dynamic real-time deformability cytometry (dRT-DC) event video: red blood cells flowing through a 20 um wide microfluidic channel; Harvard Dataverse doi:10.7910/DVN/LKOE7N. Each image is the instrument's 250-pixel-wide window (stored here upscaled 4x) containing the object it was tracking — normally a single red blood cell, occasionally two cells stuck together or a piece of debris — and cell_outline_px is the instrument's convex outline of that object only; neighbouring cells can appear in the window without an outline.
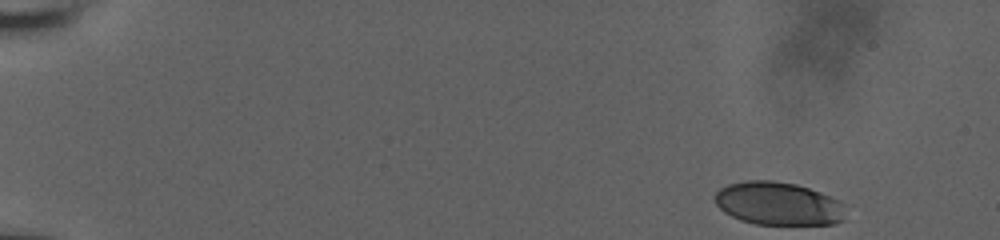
{"species": "human", "species_latin": "Homo sapiens", "temperature_condition": "room temperature", "stored_images_in_passage": 52, "camera_frame_rate_fps": 3000, "um_per_image_px": 0.085, "donor": {"sex": "male"}, "frame": {"image": 1, "passage_image": 1, "time_ms": 0.0, "image_size_px": [1000, 240], "cell_outline_px": [[844, 220], [836, 224], [756, 224], [740, 220], [724, 212], [716, 204], [712, 196], [720, 188], [728, 184], [744, 180], [772, 180], [796, 184], [820, 192], [840, 200]], "centroid_in_image_um": [66.1, 17.29], "position_along_channel_um": 18.9, "area_um2": 32.89}}
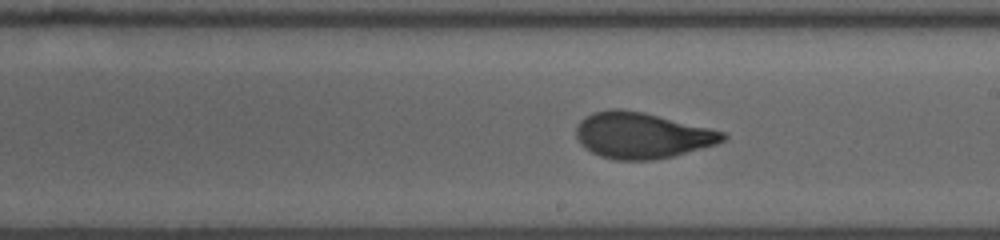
{"frame": {"image": 2, "passage_image": 30, "time_ms": 9.667, "image_size_px": [1000, 240], "cell_outline_px": [[728, 136], [724, 140], [716, 144], [672, 156], [652, 160], [616, 160], [600, 156], [584, 148], [580, 144], [576, 136], [576, 128], [580, 120], [584, 116], [592, 112], [608, 108], [620, 108], [644, 112], [724, 132]], "centroid_in_image_um": [54.5, 11.5], "position_along_channel_um": 234.5, "area_um2": 39.3}}
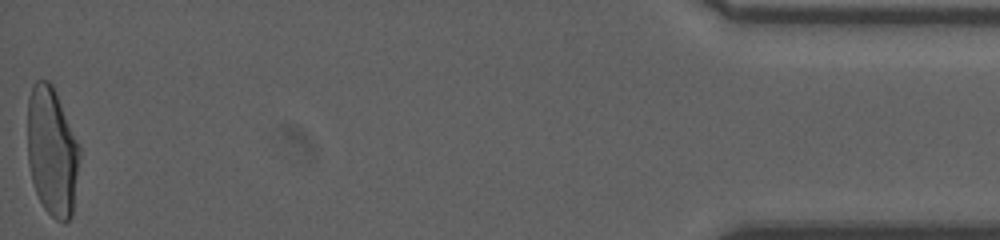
{"frame": {"image": 3, "passage_image": 52, "time_ms": 17.0, "image_size_px": [1000, 240], "cell_outline_px": [[80, 156], [72, 216], [64, 224], [56, 220], [44, 208], [36, 192], [32, 180], [28, 164], [28, 96], [32, 84], [36, 80], [48, 80], [52, 84], [56, 92], [80, 148]], "centroid_in_image_um": [4.42, 12.88], "position_along_channel_um": 430.8, "area_um2": 39.13}, "authors_computed_cell_mechanics": {"area_um2": 38.7838, "velocity_mm_per_s": 3.8369, "shape_relaxation_time_tau1_ms": 4.5379, "shape_relaxation_time_tau2_ms": 0.7082, "deformation_change_tau1": 0.1756, "deformation_change_tau2": 0.0563}}